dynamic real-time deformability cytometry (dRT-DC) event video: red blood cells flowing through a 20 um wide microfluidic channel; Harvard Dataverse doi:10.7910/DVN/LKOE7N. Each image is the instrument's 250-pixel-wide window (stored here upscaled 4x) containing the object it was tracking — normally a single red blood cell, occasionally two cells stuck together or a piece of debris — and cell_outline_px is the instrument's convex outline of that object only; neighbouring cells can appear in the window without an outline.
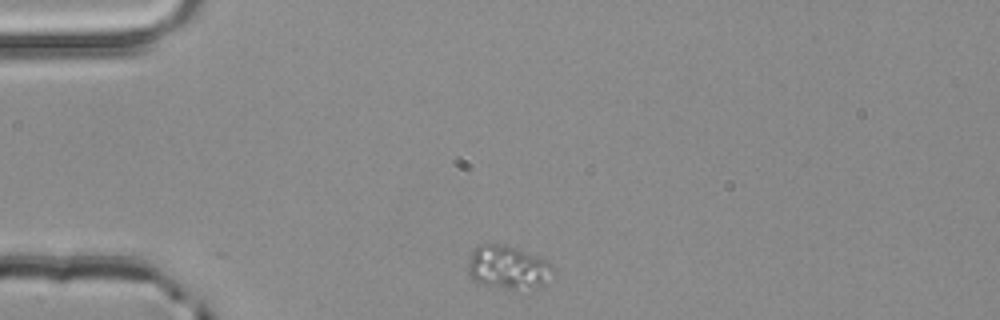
{"species": "common noctule bat (a hibernating species)", "species_latin": "Nyctalus noctula", "temperature_condition": "room temperature", "stored_images_in_passage": 2, "camera_frame_rate_fps": 3000, "um_per_image_px": 0.085, "animal": {"sex": "male", "body_mass_g": 20.4}, "frame": {"image": 1, "passage_image": 1, "time_ms": 0.0, "image_size_px": [1000, 320], "cell_outline_px": [[556, 272], [544, 288], [516, 292], [512, 292], [484, 284], [472, 280], [468, 276], [468, 260], [472, 252], [480, 244], [504, 244], [540, 256], [548, 260], [552, 264]], "centroid_in_image_um": [43.28, 22.8], "position_along_channel_um": 41.7, "area_um2": 22.83}}